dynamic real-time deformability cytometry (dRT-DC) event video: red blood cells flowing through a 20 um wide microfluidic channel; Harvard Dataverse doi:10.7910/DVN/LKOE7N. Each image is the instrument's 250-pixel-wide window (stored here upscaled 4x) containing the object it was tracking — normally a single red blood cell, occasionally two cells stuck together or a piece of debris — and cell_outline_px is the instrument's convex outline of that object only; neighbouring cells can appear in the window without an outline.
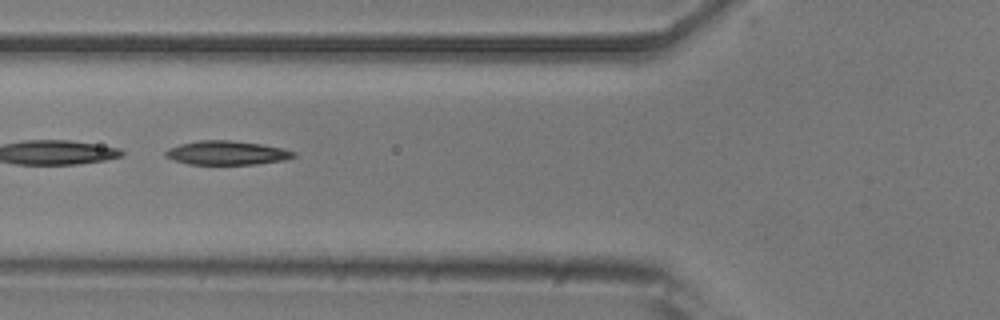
{"species": "common noctule bat (a hibernating species)", "species_latin": "Nyctalus noctula", "temperature_condition": "room temperature", "stored_images_in_passage": 27, "camera_frame_rate_fps": 3000, "um_per_image_px": 0.085, "animal": {"sex": "male", "body_mass_g": 20.5, "forearm_length_mm": 52.5}, "frame": {"image": 1, "passage_image": 14, "time_ms": 4.333, "image_size_px": [1000, 320], "cell_outline_px": [[296, 156], [284, 160], [256, 164], [188, 164], [164, 156], [164, 152], [168, 148], [180, 144], [200, 140], [228, 140], [260, 144], [284, 148], [296, 152]], "centroid_in_image_um": [19.29, 12.99], "position_along_channel_um": 106.5, "area_um2": 17.8}}
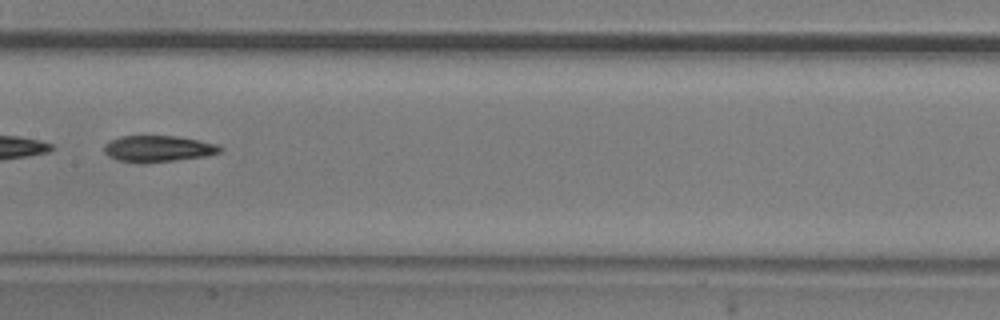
{"frame": {"image": 2, "passage_image": 21, "time_ms": 6.667, "image_size_px": [1000, 320], "cell_outline_px": [[224, 148], [220, 152], [204, 156], [176, 160], [144, 164], [116, 160], [108, 156], [104, 152], [104, 144], [108, 140], [120, 136], [176, 136], [216, 144]], "centroid_in_image_um": [13.37, 12.65], "position_along_channel_um": 194.0, "area_um2": 17.92}}
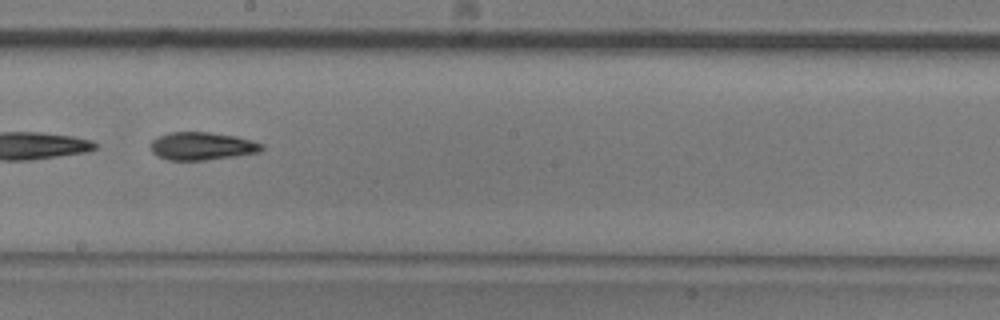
{"frame": {"image": 3, "passage_image": 24, "time_ms": 7.667, "image_size_px": [1000, 320], "cell_outline_px": [[264, 148], [260, 152], [204, 160], [168, 160], [156, 156], [152, 152], [152, 140], [156, 136], [168, 132], [208, 132], [236, 136], [264, 144]], "centroid_in_image_um": [17.15, 12.41], "position_along_channel_um": 231.1, "area_um2": 18.03}}